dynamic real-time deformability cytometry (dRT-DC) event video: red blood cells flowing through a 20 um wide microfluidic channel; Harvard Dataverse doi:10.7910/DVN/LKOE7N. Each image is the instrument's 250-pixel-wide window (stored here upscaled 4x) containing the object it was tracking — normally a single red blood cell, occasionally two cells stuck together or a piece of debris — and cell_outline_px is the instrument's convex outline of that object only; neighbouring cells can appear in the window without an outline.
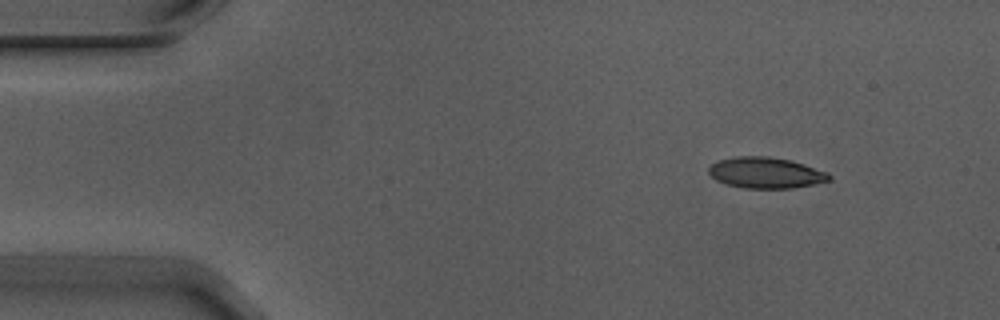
{"species": "Egyptian fruit bat (a non-hibernating species)", "species_latin": "Rousettus aegyptiacus", "temperature_condition": "warm", "stored_images_in_passage": 4, "camera_frame_rate_fps": 3000, "um_per_image_px": 0.085, "animal": {"sex": "male"}, "frame": {"image": 1, "passage_image": 1, "time_ms": 0.0, "image_size_px": [1000, 320], "cell_outline_px": [[832, 176], [828, 180], [812, 184], [792, 188], [744, 188], [728, 184], [716, 180], [708, 172], [708, 168], [712, 164], [720, 160], [736, 156], [768, 156], [792, 160], [828, 172]], "centroid_in_image_um": [65.09, 14.67], "position_along_channel_um": 19.9, "area_um2": 21.62}}
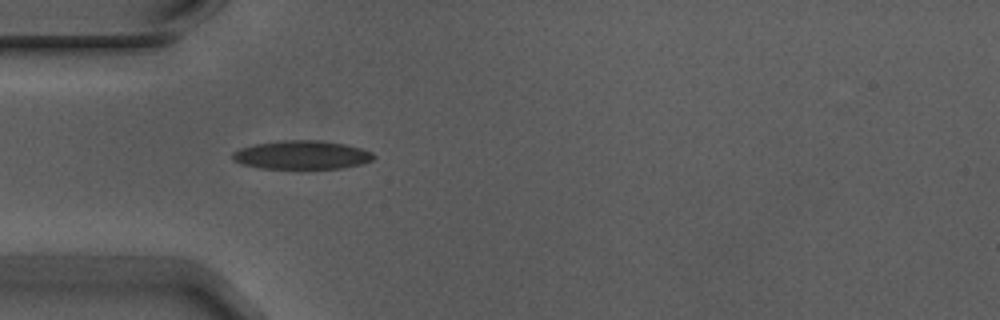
{"frame": {"image": 2, "passage_image": 4, "time_ms": 1.0, "image_size_px": [1000, 320], "cell_outline_px": [[376, 156], [372, 160], [360, 164], [344, 168], [260, 168], [244, 164], [232, 160], [232, 152], [240, 148], [256, 144], [280, 140], [316, 140], [348, 144], [372, 152]], "centroid_in_image_um": [25.66, 13.16], "position_along_channel_um": 59.3, "area_um2": 23.47}}